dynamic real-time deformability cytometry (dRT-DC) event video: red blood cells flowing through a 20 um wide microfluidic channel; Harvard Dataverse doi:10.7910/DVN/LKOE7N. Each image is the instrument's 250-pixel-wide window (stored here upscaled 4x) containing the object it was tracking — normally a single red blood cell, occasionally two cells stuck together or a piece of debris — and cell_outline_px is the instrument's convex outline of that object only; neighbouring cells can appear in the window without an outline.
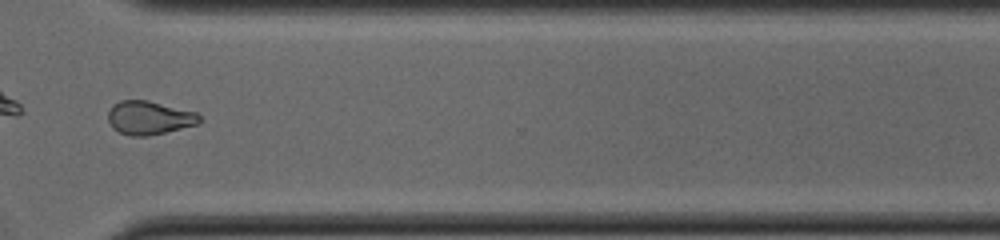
{"species": "common noctule bat (a hibernating species)", "species_latin": "Nyctalus noctula", "temperature_condition": "cold", "stored_images_in_passage": 36, "camera_frame_rate_fps": 3000, "um_per_image_px": 0.085, "animal": {"sex": "male", "body_mass_g": 19.0, "forearm_length_mm": 50.8}, "frame": {"image": 1, "passage_image": 26, "time_ms": 8.333, "image_size_px": [1000, 240], "cell_outline_px": [[204, 120], [200, 124], [148, 136], [132, 136], [120, 132], [112, 128], [108, 120], [108, 112], [112, 104], [120, 100], [148, 100], [196, 112]], "centroid_in_image_um": [12.7, 10.01], "position_along_channel_um": 357.9, "area_um2": 18.09}}